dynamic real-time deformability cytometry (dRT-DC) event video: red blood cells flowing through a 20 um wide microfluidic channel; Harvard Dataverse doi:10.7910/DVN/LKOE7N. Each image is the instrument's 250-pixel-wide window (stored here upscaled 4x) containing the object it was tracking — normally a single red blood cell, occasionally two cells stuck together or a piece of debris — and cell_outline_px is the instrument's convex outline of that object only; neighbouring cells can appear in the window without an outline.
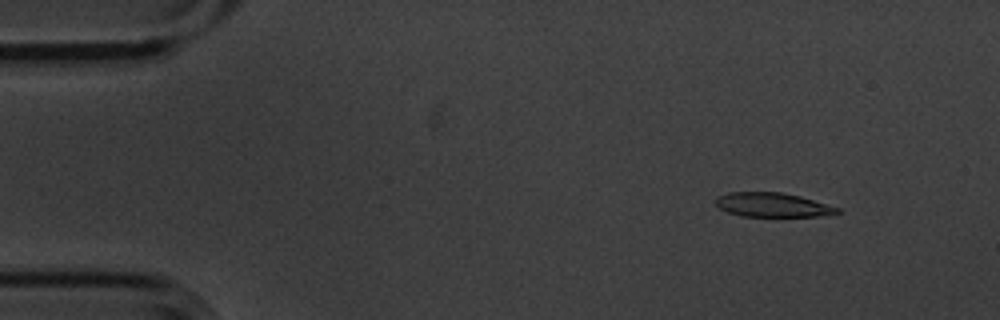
{"species": "common noctule bat (a hibernating species)", "species_latin": "Nyctalus noctula", "temperature_condition": "cold", "stored_images_in_passage": 4, "camera_frame_rate_fps": 3000, "um_per_image_px": 0.085, "animal": {"sex": "male", "body_mass_g": 20.1, "forearm_length_mm": 53.5}, "frame": {"image": 1, "passage_image": 1, "time_ms": 0.0, "image_size_px": [1000, 320], "cell_outline_px": [[840, 212], [816, 216], [740, 216], [728, 212], [720, 208], [712, 200], [716, 196], [728, 192], [784, 192], [800, 196], [840, 208]], "centroid_in_image_um": [65.59, 17.4], "position_along_channel_um": 19.4, "area_um2": 17.17}}